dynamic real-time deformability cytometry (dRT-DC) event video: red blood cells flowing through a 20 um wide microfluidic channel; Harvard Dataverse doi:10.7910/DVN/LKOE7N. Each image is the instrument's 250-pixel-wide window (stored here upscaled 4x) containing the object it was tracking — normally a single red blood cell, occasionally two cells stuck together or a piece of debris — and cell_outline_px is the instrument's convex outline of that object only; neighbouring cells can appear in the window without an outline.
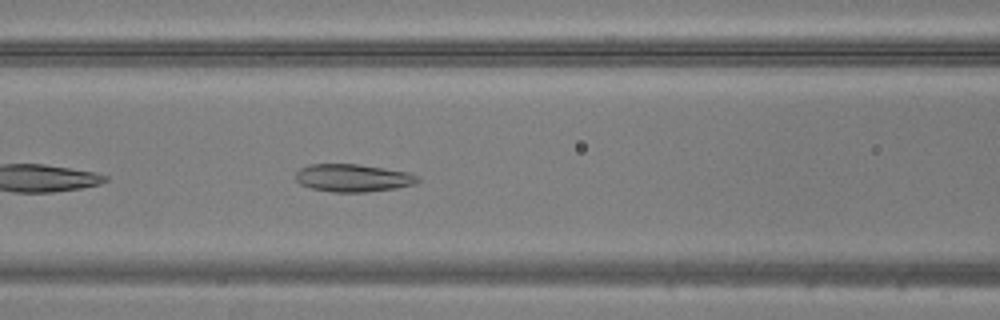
{"species": "common noctule bat (a hibernating species)", "species_latin": "Nyctalus noctula", "temperature_condition": "warm", "stored_images_in_passage": 30, "camera_frame_rate_fps": 3000, "um_per_image_px": 0.085, "animal": {"sex": "male", "body_mass_g": 20.5, "forearm_length_mm": 52.5}, "frame": {"image": 1, "passage_image": 7, "time_ms": 2.0, "image_size_px": [1000, 320], "cell_outline_px": [[420, 180], [416, 184], [396, 188], [364, 192], [332, 192], [312, 188], [300, 184], [296, 180], [296, 172], [300, 168], [308, 164], [356, 164], [384, 168], [408, 172], [420, 176]], "centroid_in_image_um": [30.02, 15.12], "position_along_channel_um": 136.6, "area_um2": 19.77}}
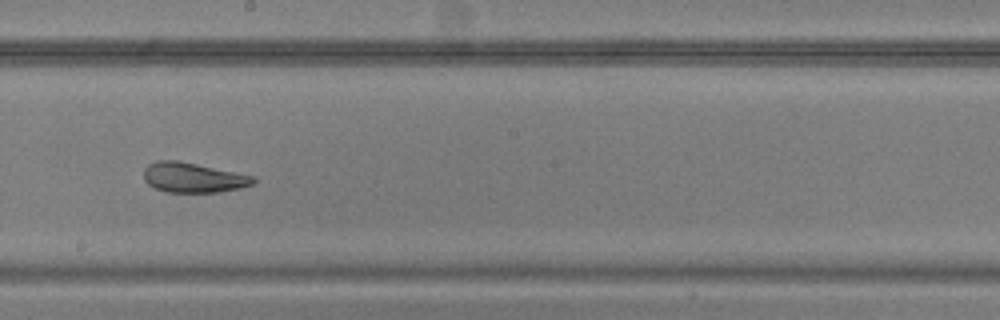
{"frame": {"image": 2, "passage_image": 14, "time_ms": 4.333, "image_size_px": [1000, 320], "cell_outline_px": [[256, 180], [252, 184], [240, 188], [220, 192], [168, 192], [156, 188], [148, 184], [144, 180], [144, 168], [148, 164], [156, 160], [176, 160], [256, 176]], "centroid_in_image_um": [16.42, 15.09], "position_along_channel_um": 231.8, "area_um2": 19.07}}
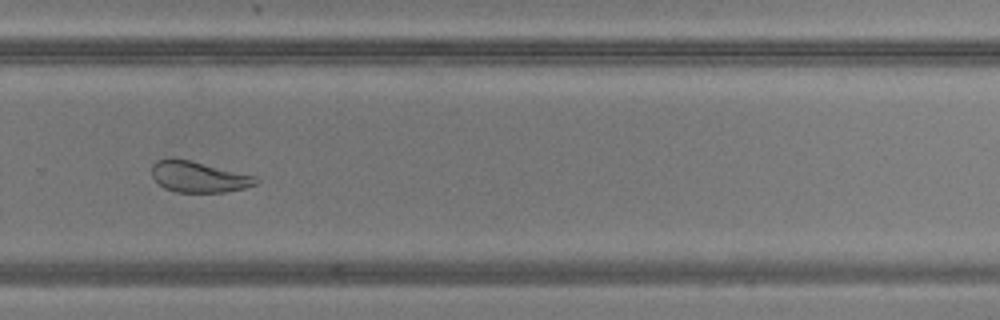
{"frame": {"image": 3, "passage_image": 20, "time_ms": 6.333, "image_size_px": [1000, 320], "cell_outline_px": [[260, 180], [256, 184], [244, 188], [224, 192], [176, 192], [164, 188], [152, 176], [152, 164], [156, 160], [192, 160], [256, 176]], "centroid_in_image_um": [16.92, 15.04], "position_along_channel_um": 312.9, "area_um2": 18.55}}